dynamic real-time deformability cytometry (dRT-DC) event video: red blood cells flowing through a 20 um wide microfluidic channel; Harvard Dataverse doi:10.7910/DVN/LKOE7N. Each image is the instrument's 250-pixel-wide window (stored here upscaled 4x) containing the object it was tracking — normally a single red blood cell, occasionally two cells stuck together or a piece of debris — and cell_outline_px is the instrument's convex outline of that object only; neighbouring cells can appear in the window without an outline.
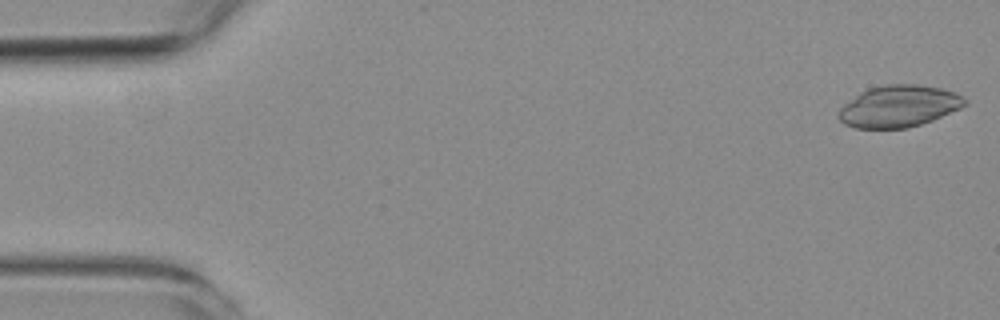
{"species": "common noctule bat (a hibernating species)", "species_latin": "Nyctalus noctula", "temperature_condition": "room temperature", "stored_images_in_passage": 6, "camera_frame_rate_fps": 3000, "um_per_image_px": 0.085, "animal": {"sex": "female", "body_mass_g": 19.3, "forearm_length_mm": 54.1}, "frame": {"image": 1, "passage_image": 1, "time_ms": 0.0, "image_size_px": [1000, 320], "cell_outline_px": [[968, 104], [960, 108], [932, 120], [908, 128], [856, 128], [844, 124], [836, 116], [840, 108], [844, 104], [860, 92], [868, 88], [884, 84], [920, 84], [940, 88], [964, 96], [968, 100]], "centroid_in_image_um": [76.39, 9.02], "position_along_channel_um": 8.6, "area_um2": 30.81}}
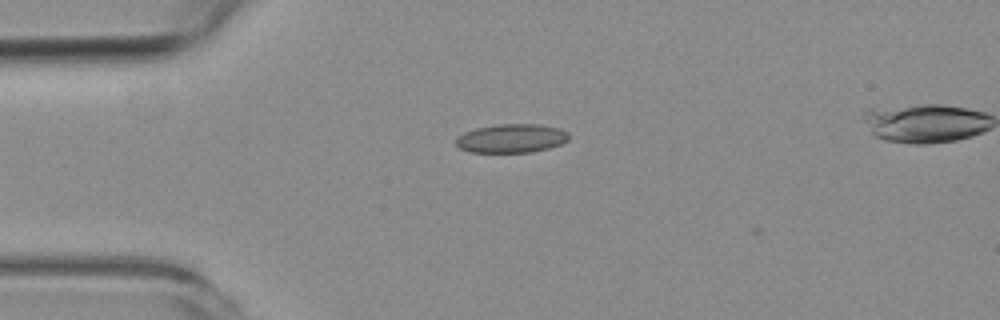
{"frame": {"image": 2, "passage_image": 6, "time_ms": 8.0, "image_size_px": [1000, 320], "cell_outline_px": [[568, 140], [560, 144], [548, 148], [532, 152], [468, 152], [460, 148], [456, 144], [456, 140], [464, 132], [476, 128], [500, 124], [540, 124], [560, 128], [568, 132]], "centroid_in_image_um": [43.49, 11.76], "position_along_channel_um": 41.5, "area_um2": 18.84}}